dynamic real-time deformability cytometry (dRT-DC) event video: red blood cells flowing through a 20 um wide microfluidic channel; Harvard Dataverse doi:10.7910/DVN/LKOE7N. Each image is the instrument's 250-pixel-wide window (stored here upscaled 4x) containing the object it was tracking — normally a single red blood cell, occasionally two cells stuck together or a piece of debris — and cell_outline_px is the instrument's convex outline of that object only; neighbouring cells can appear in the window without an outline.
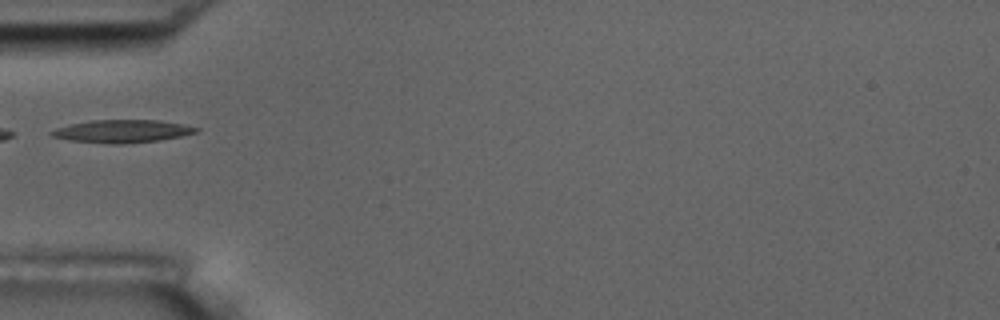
{"species": "common noctule bat (a hibernating species)", "species_latin": "Nyctalus noctula", "temperature_condition": "room temperature", "stored_images_in_passage": 5, "camera_frame_rate_fps": 3000, "um_per_image_px": 0.085, "animal": {"sex": "male", "body_mass_g": 17.5, "forearm_length_mm": 52.3}, "frame": {"image": 1, "passage_image": 5, "time_ms": 5.333, "image_size_px": [1000, 320], "cell_outline_px": [[200, 128], [196, 132], [180, 136], [160, 140], [120, 144], [112, 144], [68, 140], [52, 136], [48, 132], [56, 128], [68, 124], [92, 120], [160, 120]], "centroid_in_image_um": [10.33, 11.15], "position_along_channel_um": 74.7, "area_um2": 19.13}}